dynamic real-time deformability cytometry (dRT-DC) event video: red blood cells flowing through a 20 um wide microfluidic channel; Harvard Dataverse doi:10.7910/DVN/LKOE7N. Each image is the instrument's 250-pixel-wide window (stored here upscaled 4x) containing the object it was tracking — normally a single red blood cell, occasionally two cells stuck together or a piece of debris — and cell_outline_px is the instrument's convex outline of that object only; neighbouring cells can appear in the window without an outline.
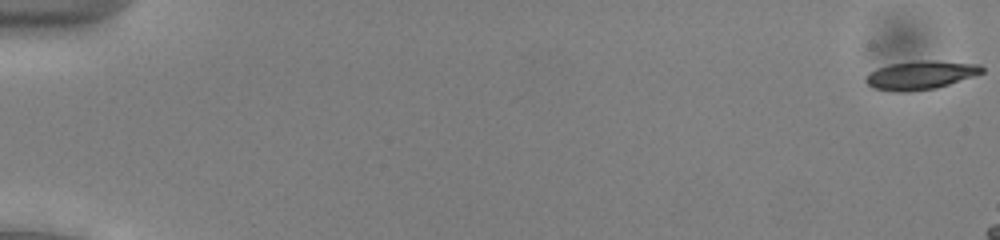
{"species": "common noctule bat (a hibernating species)", "species_latin": "Nyctalus noctula", "temperature_condition": "cold", "stored_images_in_passage": 11, "camera_frame_rate_fps": 3000, "um_per_image_px": 0.085, "animal": {"sex": "male", "body_mass_g": 13.0, "forearm_length_mm": 53.1}, "frame": {"image": 1, "passage_image": 1, "time_ms": 0.0, "image_size_px": [1000, 240], "cell_outline_px": [[984, 72], [936, 88], [908, 92], [896, 92], [876, 88], [868, 84], [864, 80], [876, 68], [892, 64], [928, 60], [932, 60], [980, 64], [984, 68]], "centroid_in_image_um": [78.28, 6.39], "position_along_channel_um": 6.7, "area_um2": 18.96}}